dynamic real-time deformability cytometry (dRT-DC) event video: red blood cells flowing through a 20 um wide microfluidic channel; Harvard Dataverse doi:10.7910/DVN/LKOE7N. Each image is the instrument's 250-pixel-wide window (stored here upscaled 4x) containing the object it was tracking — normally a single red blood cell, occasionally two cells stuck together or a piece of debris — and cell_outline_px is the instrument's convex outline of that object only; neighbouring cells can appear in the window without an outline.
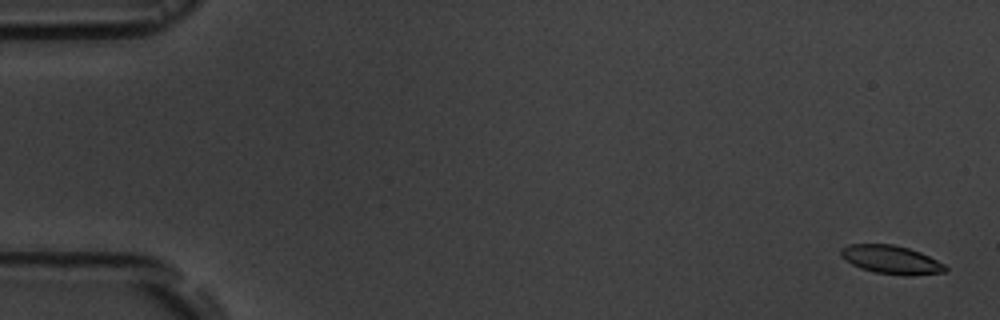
{"species": "common noctule bat (a hibernating species)", "species_latin": "Nyctalus noctula", "temperature_condition": "room temperature", "stored_images_in_passage": 6, "camera_frame_rate_fps": 3000, "um_per_image_px": 0.085, "animal": {"sex": "male", "body_mass_g": 19.5, "forearm_length_mm": 54.6}, "frame": {"image": 1, "passage_image": 1, "time_ms": 0.0, "image_size_px": [1000, 320], "cell_outline_px": [[948, 268], [944, 272], [912, 276], [904, 276], [876, 272], [860, 268], [852, 264], [840, 256], [840, 248], [848, 244], [892, 244], [908, 248], [920, 252], [944, 264]], "centroid_in_image_um": [75.74, 22.07], "position_along_channel_um": 9.3, "area_um2": 17.34}}